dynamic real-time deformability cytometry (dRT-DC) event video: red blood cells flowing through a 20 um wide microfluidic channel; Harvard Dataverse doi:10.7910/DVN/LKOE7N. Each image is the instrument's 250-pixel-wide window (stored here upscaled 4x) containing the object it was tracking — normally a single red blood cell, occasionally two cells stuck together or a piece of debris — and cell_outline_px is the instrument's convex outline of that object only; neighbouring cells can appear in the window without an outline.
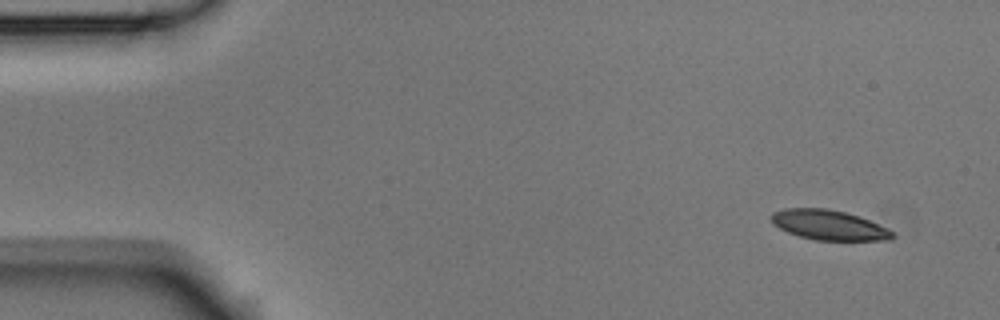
{"species": "Egyptian fruit bat (a non-hibernating species)", "species_latin": "Rousettus aegyptiacus", "temperature_condition": "room temperature", "stored_images_in_passage": 6, "camera_frame_rate_fps": 3000, "um_per_image_px": 0.085, "animal": {"sex": "male"}, "frame": {"image": 1, "passage_image": 1, "time_ms": 0.0, "image_size_px": [1000, 320], "cell_outline_px": [[896, 236], [888, 240], [816, 240], [800, 236], [788, 232], [772, 224], [772, 212], [784, 208], [828, 208], [860, 216], [888, 228]], "centroid_in_image_um": [70.46, 19.12], "position_along_channel_um": 14.5, "area_um2": 21.1}}
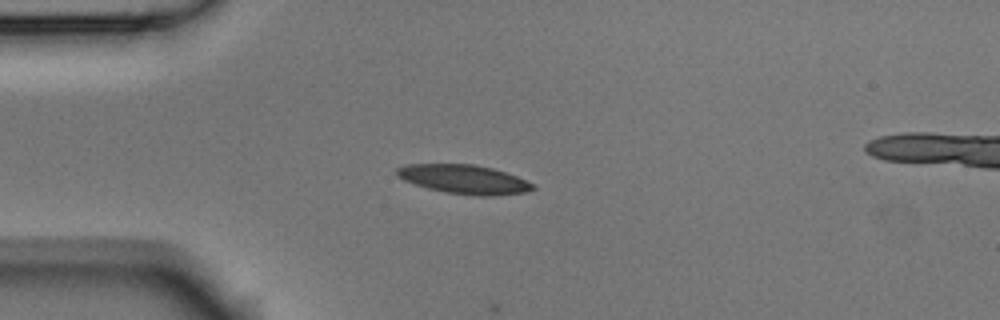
{"frame": {"image": 2, "passage_image": 4, "time_ms": 1.0, "image_size_px": [1000, 320], "cell_outline_px": [[536, 188], [524, 192], [492, 196], [476, 196], [444, 192], [428, 188], [404, 180], [396, 176], [396, 168], [408, 164], [472, 164], [492, 168], [516, 176], [536, 184]], "centroid_in_image_um": [39.45, 15.24], "position_along_channel_um": 45.6, "area_um2": 22.95}}